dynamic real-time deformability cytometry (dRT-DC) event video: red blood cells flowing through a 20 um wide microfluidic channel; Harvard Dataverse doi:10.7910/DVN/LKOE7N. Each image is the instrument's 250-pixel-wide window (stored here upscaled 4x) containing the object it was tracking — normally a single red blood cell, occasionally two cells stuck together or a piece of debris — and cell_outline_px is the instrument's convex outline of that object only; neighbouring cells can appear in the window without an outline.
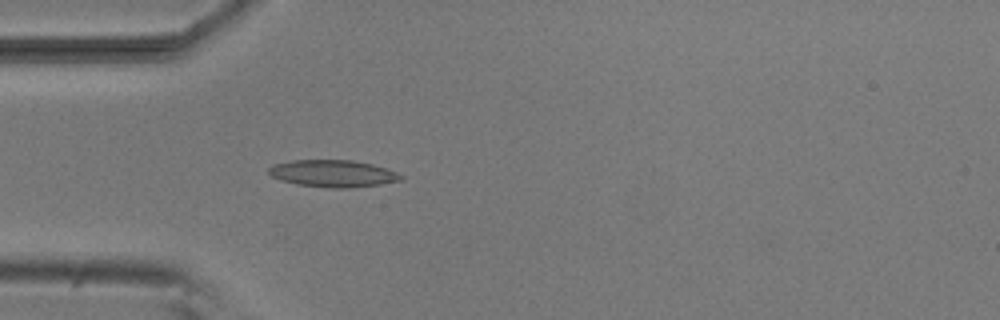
{"species": "common noctule bat (a hibernating species)", "species_latin": "Nyctalus noctula", "temperature_condition": "room temperature", "stored_images_in_passage": 45, "camera_frame_rate_fps": 3000, "um_per_image_px": 0.085, "animal": {"sex": "male", "body_mass_g": 20.5, "forearm_length_mm": 52.5}, "frame": {"image": 1, "passage_image": 8, "time_ms": 2.333, "image_size_px": [1000, 320], "cell_outline_px": [[404, 180], [380, 184], [348, 188], [328, 188], [296, 184], [280, 180], [272, 176], [268, 172], [268, 168], [272, 164], [292, 160], [352, 160], [372, 164], [396, 172], [404, 176]], "centroid_in_image_um": [28.28, 14.75], "position_along_channel_um": 56.7, "area_um2": 20.92}}
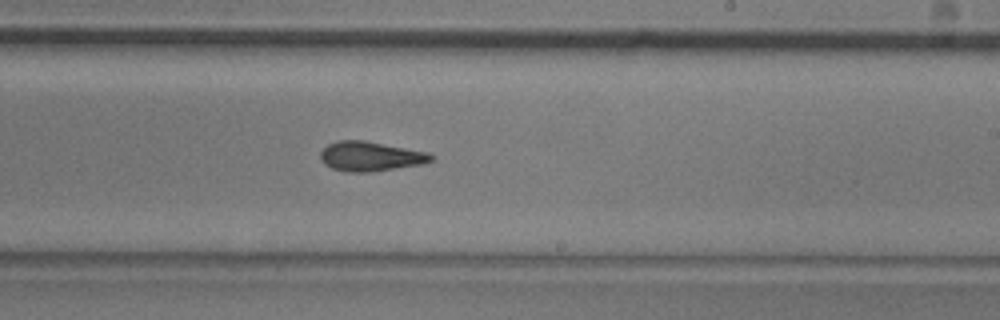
{"frame": {"image": 2, "passage_image": 24, "time_ms": 7.667, "image_size_px": [1000, 320], "cell_outline_px": [[436, 160], [420, 164], [368, 172], [348, 172], [332, 168], [324, 164], [320, 156], [320, 152], [328, 144], [340, 140], [364, 140], [428, 152], [436, 156]], "centroid_in_image_um": [31.51, 13.28], "position_along_channel_um": 257.5, "area_um2": 19.02}}
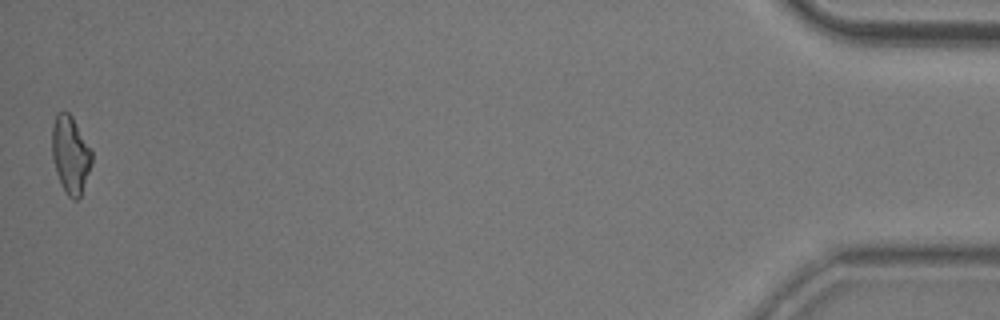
{"frame": {"image": 3, "passage_image": 45, "time_ms": 14.667, "image_size_px": [1000, 320], "cell_outline_px": [[92, 164], [80, 196], [76, 200], [72, 200], [68, 196], [60, 184], [56, 172], [52, 156], [52, 128], [56, 112], [68, 112], [72, 116], [92, 148]], "centroid_in_image_um": [6.0, 13.14], "position_along_channel_um": 429.2, "area_um2": 18.15}, "authors_computed_cell_mechanics": {"area_um2": 18.6116, "velocity_mm_per_s": 3.8187, "shape_relaxation_time_tau1_ms": 10.9435, "shape_relaxation_time_tau2_ms": 2.7566, "deformation_change_tau1": 0.2378, "deformation_change_tau2": 0.1125}}